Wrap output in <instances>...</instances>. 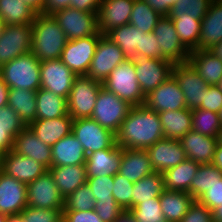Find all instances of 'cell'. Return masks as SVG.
I'll list each match as a JSON object with an SVG mask.
<instances>
[{"instance_id": "1", "label": "cell", "mask_w": 222, "mask_h": 222, "mask_svg": "<svg viewBox=\"0 0 222 222\" xmlns=\"http://www.w3.org/2000/svg\"><path fill=\"white\" fill-rule=\"evenodd\" d=\"M116 144L126 149H146L164 138L159 114L145 105L132 106L115 134Z\"/></svg>"}, {"instance_id": "2", "label": "cell", "mask_w": 222, "mask_h": 222, "mask_svg": "<svg viewBox=\"0 0 222 222\" xmlns=\"http://www.w3.org/2000/svg\"><path fill=\"white\" fill-rule=\"evenodd\" d=\"M31 24V52L40 62L59 59L67 43V38L57 20L53 15L37 13Z\"/></svg>"}, {"instance_id": "3", "label": "cell", "mask_w": 222, "mask_h": 222, "mask_svg": "<svg viewBox=\"0 0 222 222\" xmlns=\"http://www.w3.org/2000/svg\"><path fill=\"white\" fill-rule=\"evenodd\" d=\"M0 77L9 89L38 91L41 88L40 61L30 51L1 65Z\"/></svg>"}, {"instance_id": "4", "label": "cell", "mask_w": 222, "mask_h": 222, "mask_svg": "<svg viewBox=\"0 0 222 222\" xmlns=\"http://www.w3.org/2000/svg\"><path fill=\"white\" fill-rule=\"evenodd\" d=\"M102 84L131 106H142L145 103L146 96L137 81L132 59H126L118 65Z\"/></svg>"}, {"instance_id": "5", "label": "cell", "mask_w": 222, "mask_h": 222, "mask_svg": "<svg viewBox=\"0 0 222 222\" xmlns=\"http://www.w3.org/2000/svg\"><path fill=\"white\" fill-rule=\"evenodd\" d=\"M132 106L117 95L101 87L91 118L116 134Z\"/></svg>"}, {"instance_id": "6", "label": "cell", "mask_w": 222, "mask_h": 222, "mask_svg": "<svg viewBox=\"0 0 222 222\" xmlns=\"http://www.w3.org/2000/svg\"><path fill=\"white\" fill-rule=\"evenodd\" d=\"M102 86L86 75L77 76L67 99L68 114L73 119L91 117Z\"/></svg>"}, {"instance_id": "7", "label": "cell", "mask_w": 222, "mask_h": 222, "mask_svg": "<svg viewBox=\"0 0 222 222\" xmlns=\"http://www.w3.org/2000/svg\"><path fill=\"white\" fill-rule=\"evenodd\" d=\"M72 134L82 144L86 155L94 151L112 148L116 144L115 134L99 125L91 117L74 119Z\"/></svg>"}, {"instance_id": "8", "label": "cell", "mask_w": 222, "mask_h": 222, "mask_svg": "<svg viewBox=\"0 0 222 222\" xmlns=\"http://www.w3.org/2000/svg\"><path fill=\"white\" fill-rule=\"evenodd\" d=\"M65 32L67 40L102 35L98 31L96 13L84 12L75 8H65L52 14Z\"/></svg>"}, {"instance_id": "9", "label": "cell", "mask_w": 222, "mask_h": 222, "mask_svg": "<svg viewBox=\"0 0 222 222\" xmlns=\"http://www.w3.org/2000/svg\"><path fill=\"white\" fill-rule=\"evenodd\" d=\"M126 59L119 46L106 35H102L97 43L95 54L86 76L103 83L108 75Z\"/></svg>"}, {"instance_id": "10", "label": "cell", "mask_w": 222, "mask_h": 222, "mask_svg": "<svg viewBox=\"0 0 222 222\" xmlns=\"http://www.w3.org/2000/svg\"><path fill=\"white\" fill-rule=\"evenodd\" d=\"M137 81L146 96L172 75L173 64L165 59L136 55L132 58Z\"/></svg>"}, {"instance_id": "11", "label": "cell", "mask_w": 222, "mask_h": 222, "mask_svg": "<svg viewBox=\"0 0 222 222\" xmlns=\"http://www.w3.org/2000/svg\"><path fill=\"white\" fill-rule=\"evenodd\" d=\"M32 47V24L4 25L0 35V66L29 53Z\"/></svg>"}, {"instance_id": "12", "label": "cell", "mask_w": 222, "mask_h": 222, "mask_svg": "<svg viewBox=\"0 0 222 222\" xmlns=\"http://www.w3.org/2000/svg\"><path fill=\"white\" fill-rule=\"evenodd\" d=\"M102 35L67 40L61 61L77 76L87 75L97 43Z\"/></svg>"}, {"instance_id": "13", "label": "cell", "mask_w": 222, "mask_h": 222, "mask_svg": "<svg viewBox=\"0 0 222 222\" xmlns=\"http://www.w3.org/2000/svg\"><path fill=\"white\" fill-rule=\"evenodd\" d=\"M153 33L160 44L162 59L173 65L188 62L190 51L180 41L171 18L162 16Z\"/></svg>"}, {"instance_id": "14", "label": "cell", "mask_w": 222, "mask_h": 222, "mask_svg": "<svg viewBox=\"0 0 222 222\" xmlns=\"http://www.w3.org/2000/svg\"><path fill=\"white\" fill-rule=\"evenodd\" d=\"M27 206L42 209H64V197L49 170L27 184Z\"/></svg>"}, {"instance_id": "15", "label": "cell", "mask_w": 222, "mask_h": 222, "mask_svg": "<svg viewBox=\"0 0 222 222\" xmlns=\"http://www.w3.org/2000/svg\"><path fill=\"white\" fill-rule=\"evenodd\" d=\"M76 77L60 58L40 62L41 88L54 94L68 99Z\"/></svg>"}, {"instance_id": "16", "label": "cell", "mask_w": 222, "mask_h": 222, "mask_svg": "<svg viewBox=\"0 0 222 222\" xmlns=\"http://www.w3.org/2000/svg\"><path fill=\"white\" fill-rule=\"evenodd\" d=\"M172 75L184 94L187 108H198L202 102L205 89L209 86L189 62L173 65Z\"/></svg>"}, {"instance_id": "17", "label": "cell", "mask_w": 222, "mask_h": 222, "mask_svg": "<svg viewBox=\"0 0 222 222\" xmlns=\"http://www.w3.org/2000/svg\"><path fill=\"white\" fill-rule=\"evenodd\" d=\"M144 105L157 113L187 108L184 94L173 75L146 95Z\"/></svg>"}, {"instance_id": "18", "label": "cell", "mask_w": 222, "mask_h": 222, "mask_svg": "<svg viewBox=\"0 0 222 222\" xmlns=\"http://www.w3.org/2000/svg\"><path fill=\"white\" fill-rule=\"evenodd\" d=\"M0 170L27 185L48 169L36 160L20 155L11 149L1 158Z\"/></svg>"}, {"instance_id": "19", "label": "cell", "mask_w": 222, "mask_h": 222, "mask_svg": "<svg viewBox=\"0 0 222 222\" xmlns=\"http://www.w3.org/2000/svg\"><path fill=\"white\" fill-rule=\"evenodd\" d=\"M145 150L152 169L158 173H163L187 159L182 144L177 139L162 138Z\"/></svg>"}, {"instance_id": "20", "label": "cell", "mask_w": 222, "mask_h": 222, "mask_svg": "<svg viewBox=\"0 0 222 222\" xmlns=\"http://www.w3.org/2000/svg\"><path fill=\"white\" fill-rule=\"evenodd\" d=\"M135 0H102L97 14L98 31L106 35L109 31L129 24Z\"/></svg>"}, {"instance_id": "21", "label": "cell", "mask_w": 222, "mask_h": 222, "mask_svg": "<svg viewBox=\"0 0 222 222\" xmlns=\"http://www.w3.org/2000/svg\"><path fill=\"white\" fill-rule=\"evenodd\" d=\"M27 206V186L0 170V213H19Z\"/></svg>"}, {"instance_id": "22", "label": "cell", "mask_w": 222, "mask_h": 222, "mask_svg": "<svg viewBox=\"0 0 222 222\" xmlns=\"http://www.w3.org/2000/svg\"><path fill=\"white\" fill-rule=\"evenodd\" d=\"M12 150L36 160L48 170L52 167L51 147L38 139L28 126L14 138Z\"/></svg>"}, {"instance_id": "23", "label": "cell", "mask_w": 222, "mask_h": 222, "mask_svg": "<svg viewBox=\"0 0 222 222\" xmlns=\"http://www.w3.org/2000/svg\"><path fill=\"white\" fill-rule=\"evenodd\" d=\"M122 148L115 144L112 148L94 151L86 157L87 178L115 175L119 172Z\"/></svg>"}, {"instance_id": "24", "label": "cell", "mask_w": 222, "mask_h": 222, "mask_svg": "<svg viewBox=\"0 0 222 222\" xmlns=\"http://www.w3.org/2000/svg\"><path fill=\"white\" fill-rule=\"evenodd\" d=\"M222 41V0H212L201 21L197 50H210Z\"/></svg>"}, {"instance_id": "25", "label": "cell", "mask_w": 222, "mask_h": 222, "mask_svg": "<svg viewBox=\"0 0 222 222\" xmlns=\"http://www.w3.org/2000/svg\"><path fill=\"white\" fill-rule=\"evenodd\" d=\"M180 142L187 159L200 165L213 162L215 148L218 143L217 137L205 136L192 130L184 135Z\"/></svg>"}, {"instance_id": "26", "label": "cell", "mask_w": 222, "mask_h": 222, "mask_svg": "<svg viewBox=\"0 0 222 222\" xmlns=\"http://www.w3.org/2000/svg\"><path fill=\"white\" fill-rule=\"evenodd\" d=\"M73 118L67 114L55 119L35 120L28 127L43 143L52 147L72 133Z\"/></svg>"}, {"instance_id": "27", "label": "cell", "mask_w": 222, "mask_h": 222, "mask_svg": "<svg viewBox=\"0 0 222 222\" xmlns=\"http://www.w3.org/2000/svg\"><path fill=\"white\" fill-rule=\"evenodd\" d=\"M155 172L152 169L148 153L145 149L122 148L119 174L135 183L143 177Z\"/></svg>"}, {"instance_id": "28", "label": "cell", "mask_w": 222, "mask_h": 222, "mask_svg": "<svg viewBox=\"0 0 222 222\" xmlns=\"http://www.w3.org/2000/svg\"><path fill=\"white\" fill-rule=\"evenodd\" d=\"M51 151L52 166H73L86 162L87 155L82 144L72 133L57 141Z\"/></svg>"}, {"instance_id": "29", "label": "cell", "mask_w": 222, "mask_h": 222, "mask_svg": "<svg viewBox=\"0 0 222 222\" xmlns=\"http://www.w3.org/2000/svg\"><path fill=\"white\" fill-rule=\"evenodd\" d=\"M188 62L209 85L215 86L222 78V61L209 50H192Z\"/></svg>"}, {"instance_id": "30", "label": "cell", "mask_w": 222, "mask_h": 222, "mask_svg": "<svg viewBox=\"0 0 222 222\" xmlns=\"http://www.w3.org/2000/svg\"><path fill=\"white\" fill-rule=\"evenodd\" d=\"M49 171L54 178L58 190L64 198L87 182L85 164L52 166Z\"/></svg>"}, {"instance_id": "31", "label": "cell", "mask_w": 222, "mask_h": 222, "mask_svg": "<svg viewBox=\"0 0 222 222\" xmlns=\"http://www.w3.org/2000/svg\"><path fill=\"white\" fill-rule=\"evenodd\" d=\"M164 138L180 140L192 131V110L189 108L159 112Z\"/></svg>"}, {"instance_id": "32", "label": "cell", "mask_w": 222, "mask_h": 222, "mask_svg": "<svg viewBox=\"0 0 222 222\" xmlns=\"http://www.w3.org/2000/svg\"><path fill=\"white\" fill-rule=\"evenodd\" d=\"M36 93L37 91L21 88L9 89L8 105L20 116L26 127L36 120Z\"/></svg>"}, {"instance_id": "33", "label": "cell", "mask_w": 222, "mask_h": 222, "mask_svg": "<svg viewBox=\"0 0 222 222\" xmlns=\"http://www.w3.org/2000/svg\"><path fill=\"white\" fill-rule=\"evenodd\" d=\"M161 210L167 222H180L194 202L193 197L184 191L164 190L159 197Z\"/></svg>"}, {"instance_id": "34", "label": "cell", "mask_w": 222, "mask_h": 222, "mask_svg": "<svg viewBox=\"0 0 222 222\" xmlns=\"http://www.w3.org/2000/svg\"><path fill=\"white\" fill-rule=\"evenodd\" d=\"M200 164L186 159L177 166L165 170L163 174L164 188L166 190L184 191L189 188Z\"/></svg>"}, {"instance_id": "35", "label": "cell", "mask_w": 222, "mask_h": 222, "mask_svg": "<svg viewBox=\"0 0 222 222\" xmlns=\"http://www.w3.org/2000/svg\"><path fill=\"white\" fill-rule=\"evenodd\" d=\"M36 120L55 119L68 114L67 99L40 88L36 93Z\"/></svg>"}, {"instance_id": "36", "label": "cell", "mask_w": 222, "mask_h": 222, "mask_svg": "<svg viewBox=\"0 0 222 222\" xmlns=\"http://www.w3.org/2000/svg\"><path fill=\"white\" fill-rule=\"evenodd\" d=\"M141 30L131 24L122 25L109 31L106 36L116 43L127 59L140 55Z\"/></svg>"}, {"instance_id": "37", "label": "cell", "mask_w": 222, "mask_h": 222, "mask_svg": "<svg viewBox=\"0 0 222 222\" xmlns=\"http://www.w3.org/2000/svg\"><path fill=\"white\" fill-rule=\"evenodd\" d=\"M36 14L24 0H0V18L4 25L31 24Z\"/></svg>"}, {"instance_id": "38", "label": "cell", "mask_w": 222, "mask_h": 222, "mask_svg": "<svg viewBox=\"0 0 222 222\" xmlns=\"http://www.w3.org/2000/svg\"><path fill=\"white\" fill-rule=\"evenodd\" d=\"M163 174L153 172L134 183L132 194V208L141 202L152 198H159L164 192Z\"/></svg>"}, {"instance_id": "39", "label": "cell", "mask_w": 222, "mask_h": 222, "mask_svg": "<svg viewBox=\"0 0 222 222\" xmlns=\"http://www.w3.org/2000/svg\"><path fill=\"white\" fill-rule=\"evenodd\" d=\"M161 17L162 15H160L144 0H135L129 24L144 33H151Z\"/></svg>"}, {"instance_id": "40", "label": "cell", "mask_w": 222, "mask_h": 222, "mask_svg": "<svg viewBox=\"0 0 222 222\" xmlns=\"http://www.w3.org/2000/svg\"><path fill=\"white\" fill-rule=\"evenodd\" d=\"M220 179H222V172L217 167L212 163L202 164L192 179L189 194L194 200H198L209 187Z\"/></svg>"}, {"instance_id": "41", "label": "cell", "mask_w": 222, "mask_h": 222, "mask_svg": "<svg viewBox=\"0 0 222 222\" xmlns=\"http://www.w3.org/2000/svg\"><path fill=\"white\" fill-rule=\"evenodd\" d=\"M221 126L218 113L200 108L192 109V130L194 132L218 138Z\"/></svg>"}, {"instance_id": "42", "label": "cell", "mask_w": 222, "mask_h": 222, "mask_svg": "<svg viewBox=\"0 0 222 222\" xmlns=\"http://www.w3.org/2000/svg\"><path fill=\"white\" fill-rule=\"evenodd\" d=\"M212 0H176L168 13L169 18L202 20Z\"/></svg>"}, {"instance_id": "43", "label": "cell", "mask_w": 222, "mask_h": 222, "mask_svg": "<svg viewBox=\"0 0 222 222\" xmlns=\"http://www.w3.org/2000/svg\"><path fill=\"white\" fill-rule=\"evenodd\" d=\"M182 44L189 50H197L201 32V21L187 18H171Z\"/></svg>"}, {"instance_id": "44", "label": "cell", "mask_w": 222, "mask_h": 222, "mask_svg": "<svg viewBox=\"0 0 222 222\" xmlns=\"http://www.w3.org/2000/svg\"><path fill=\"white\" fill-rule=\"evenodd\" d=\"M95 198L87 182L78 187L64 199L63 210L89 211L95 210Z\"/></svg>"}, {"instance_id": "45", "label": "cell", "mask_w": 222, "mask_h": 222, "mask_svg": "<svg viewBox=\"0 0 222 222\" xmlns=\"http://www.w3.org/2000/svg\"><path fill=\"white\" fill-rule=\"evenodd\" d=\"M137 222H167L159 198L144 201L130 209Z\"/></svg>"}, {"instance_id": "46", "label": "cell", "mask_w": 222, "mask_h": 222, "mask_svg": "<svg viewBox=\"0 0 222 222\" xmlns=\"http://www.w3.org/2000/svg\"><path fill=\"white\" fill-rule=\"evenodd\" d=\"M134 183L119 173L114 175L112 195L123 210L132 208V194Z\"/></svg>"}, {"instance_id": "47", "label": "cell", "mask_w": 222, "mask_h": 222, "mask_svg": "<svg viewBox=\"0 0 222 222\" xmlns=\"http://www.w3.org/2000/svg\"><path fill=\"white\" fill-rule=\"evenodd\" d=\"M87 184L91 188L96 202L115 200L112 195L114 175L87 178Z\"/></svg>"}, {"instance_id": "48", "label": "cell", "mask_w": 222, "mask_h": 222, "mask_svg": "<svg viewBox=\"0 0 222 222\" xmlns=\"http://www.w3.org/2000/svg\"><path fill=\"white\" fill-rule=\"evenodd\" d=\"M22 212V222H62L63 209H42L26 206Z\"/></svg>"}, {"instance_id": "49", "label": "cell", "mask_w": 222, "mask_h": 222, "mask_svg": "<svg viewBox=\"0 0 222 222\" xmlns=\"http://www.w3.org/2000/svg\"><path fill=\"white\" fill-rule=\"evenodd\" d=\"M0 125L7 128V133L13 138L26 127L20 116L9 105L0 108Z\"/></svg>"}, {"instance_id": "50", "label": "cell", "mask_w": 222, "mask_h": 222, "mask_svg": "<svg viewBox=\"0 0 222 222\" xmlns=\"http://www.w3.org/2000/svg\"><path fill=\"white\" fill-rule=\"evenodd\" d=\"M180 222H213V214L205 205L194 200Z\"/></svg>"}, {"instance_id": "51", "label": "cell", "mask_w": 222, "mask_h": 222, "mask_svg": "<svg viewBox=\"0 0 222 222\" xmlns=\"http://www.w3.org/2000/svg\"><path fill=\"white\" fill-rule=\"evenodd\" d=\"M95 211L103 222H113L124 210L115 200L95 202Z\"/></svg>"}, {"instance_id": "52", "label": "cell", "mask_w": 222, "mask_h": 222, "mask_svg": "<svg viewBox=\"0 0 222 222\" xmlns=\"http://www.w3.org/2000/svg\"><path fill=\"white\" fill-rule=\"evenodd\" d=\"M221 107H222V92L220 88L217 85L208 86L205 89L203 102L198 108L219 113Z\"/></svg>"}, {"instance_id": "53", "label": "cell", "mask_w": 222, "mask_h": 222, "mask_svg": "<svg viewBox=\"0 0 222 222\" xmlns=\"http://www.w3.org/2000/svg\"><path fill=\"white\" fill-rule=\"evenodd\" d=\"M211 211L222 204V179L217 180L203 195L197 200Z\"/></svg>"}, {"instance_id": "54", "label": "cell", "mask_w": 222, "mask_h": 222, "mask_svg": "<svg viewBox=\"0 0 222 222\" xmlns=\"http://www.w3.org/2000/svg\"><path fill=\"white\" fill-rule=\"evenodd\" d=\"M140 55L162 59L161 47L153 32L141 34Z\"/></svg>"}, {"instance_id": "55", "label": "cell", "mask_w": 222, "mask_h": 222, "mask_svg": "<svg viewBox=\"0 0 222 222\" xmlns=\"http://www.w3.org/2000/svg\"><path fill=\"white\" fill-rule=\"evenodd\" d=\"M62 222H103L98 217L95 210L89 211H76V210H63Z\"/></svg>"}, {"instance_id": "56", "label": "cell", "mask_w": 222, "mask_h": 222, "mask_svg": "<svg viewBox=\"0 0 222 222\" xmlns=\"http://www.w3.org/2000/svg\"><path fill=\"white\" fill-rule=\"evenodd\" d=\"M102 0H71L70 7L84 12L98 14Z\"/></svg>"}, {"instance_id": "57", "label": "cell", "mask_w": 222, "mask_h": 222, "mask_svg": "<svg viewBox=\"0 0 222 222\" xmlns=\"http://www.w3.org/2000/svg\"><path fill=\"white\" fill-rule=\"evenodd\" d=\"M71 0H45L43 14L52 15L56 11L70 7Z\"/></svg>"}, {"instance_id": "58", "label": "cell", "mask_w": 222, "mask_h": 222, "mask_svg": "<svg viewBox=\"0 0 222 222\" xmlns=\"http://www.w3.org/2000/svg\"><path fill=\"white\" fill-rule=\"evenodd\" d=\"M160 15L167 16L176 0H144Z\"/></svg>"}, {"instance_id": "59", "label": "cell", "mask_w": 222, "mask_h": 222, "mask_svg": "<svg viewBox=\"0 0 222 222\" xmlns=\"http://www.w3.org/2000/svg\"><path fill=\"white\" fill-rule=\"evenodd\" d=\"M14 138L7 133V128L0 125V161L5 153L13 147Z\"/></svg>"}, {"instance_id": "60", "label": "cell", "mask_w": 222, "mask_h": 222, "mask_svg": "<svg viewBox=\"0 0 222 222\" xmlns=\"http://www.w3.org/2000/svg\"><path fill=\"white\" fill-rule=\"evenodd\" d=\"M9 87L4 83L0 77V108L8 105Z\"/></svg>"}, {"instance_id": "61", "label": "cell", "mask_w": 222, "mask_h": 222, "mask_svg": "<svg viewBox=\"0 0 222 222\" xmlns=\"http://www.w3.org/2000/svg\"><path fill=\"white\" fill-rule=\"evenodd\" d=\"M212 164L222 172V143H217Z\"/></svg>"}, {"instance_id": "62", "label": "cell", "mask_w": 222, "mask_h": 222, "mask_svg": "<svg viewBox=\"0 0 222 222\" xmlns=\"http://www.w3.org/2000/svg\"><path fill=\"white\" fill-rule=\"evenodd\" d=\"M113 222H137L130 210H124Z\"/></svg>"}, {"instance_id": "63", "label": "cell", "mask_w": 222, "mask_h": 222, "mask_svg": "<svg viewBox=\"0 0 222 222\" xmlns=\"http://www.w3.org/2000/svg\"><path fill=\"white\" fill-rule=\"evenodd\" d=\"M37 13H43L45 0H24Z\"/></svg>"}, {"instance_id": "64", "label": "cell", "mask_w": 222, "mask_h": 222, "mask_svg": "<svg viewBox=\"0 0 222 222\" xmlns=\"http://www.w3.org/2000/svg\"><path fill=\"white\" fill-rule=\"evenodd\" d=\"M209 51L222 61V41L211 47Z\"/></svg>"}, {"instance_id": "65", "label": "cell", "mask_w": 222, "mask_h": 222, "mask_svg": "<svg viewBox=\"0 0 222 222\" xmlns=\"http://www.w3.org/2000/svg\"><path fill=\"white\" fill-rule=\"evenodd\" d=\"M213 222H222V204L212 211Z\"/></svg>"}, {"instance_id": "66", "label": "cell", "mask_w": 222, "mask_h": 222, "mask_svg": "<svg viewBox=\"0 0 222 222\" xmlns=\"http://www.w3.org/2000/svg\"><path fill=\"white\" fill-rule=\"evenodd\" d=\"M6 222H22V212L7 215Z\"/></svg>"}, {"instance_id": "67", "label": "cell", "mask_w": 222, "mask_h": 222, "mask_svg": "<svg viewBox=\"0 0 222 222\" xmlns=\"http://www.w3.org/2000/svg\"><path fill=\"white\" fill-rule=\"evenodd\" d=\"M7 215L0 213V222H6Z\"/></svg>"}, {"instance_id": "68", "label": "cell", "mask_w": 222, "mask_h": 222, "mask_svg": "<svg viewBox=\"0 0 222 222\" xmlns=\"http://www.w3.org/2000/svg\"><path fill=\"white\" fill-rule=\"evenodd\" d=\"M218 142L222 143V126H221V129H220V132H219Z\"/></svg>"}, {"instance_id": "69", "label": "cell", "mask_w": 222, "mask_h": 222, "mask_svg": "<svg viewBox=\"0 0 222 222\" xmlns=\"http://www.w3.org/2000/svg\"><path fill=\"white\" fill-rule=\"evenodd\" d=\"M3 26H4V23H3L2 19L0 18V35L3 30Z\"/></svg>"}, {"instance_id": "70", "label": "cell", "mask_w": 222, "mask_h": 222, "mask_svg": "<svg viewBox=\"0 0 222 222\" xmlns=\"http://www.w3.org/2000/svg\"><path fill=\"white\" fill-rule=\"evenodd\" d=\"M218 114H219V118H220V123L222 125V107H221V109H220Z\"/></svg>"}, {"instance_id": "71", "label": "cell", "mask_w": 222, "mask_h": 222, "mask_svg": "<svg viewBox=\"0 0 222 222\" xmlns=\"http://www.w3.org/2000/svg\"><path fill=\"white\" fill-rule=\"evenodd\" d=\"M217 86L220 88L221 92H222V78L221 80L218 82Z\"/></svg>"}]
</instances>
